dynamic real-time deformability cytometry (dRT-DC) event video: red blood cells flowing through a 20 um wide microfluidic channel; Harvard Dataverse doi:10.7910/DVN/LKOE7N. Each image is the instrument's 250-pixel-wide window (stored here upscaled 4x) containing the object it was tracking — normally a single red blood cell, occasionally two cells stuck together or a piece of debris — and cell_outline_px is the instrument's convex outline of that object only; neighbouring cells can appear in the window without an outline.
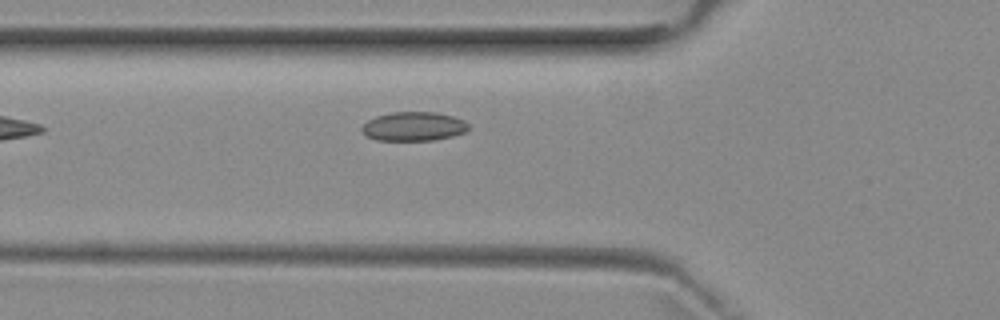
{"species": "common noctule bat (a hibernating species)", "species_latin": "Nyctalus noctula", "temperature_condition": "room temperature", "stored_images_in_passage": 4, "camera_frame_rate_fps": 3000, "um_per_image_px": 0.085, "animal": {"sex": "female", "body_mass_g": 29.2, "forearm_length_mm": 56.3}, "frame": {"image": 1, "passage_image": 4, "time_ms": 4.667, "image_size_px": [1000, 320], "cell_outline_px": [[468, 128], [464, 132], [452, 136], [432, 140], [376, 140], [360, 132], [360, 128], [368, 120], [376, 116], [392, 112], [436, 112], [452, 116], [464, 120], [468, 124]], "centroid_in_image_um": [35.13, 10.74], "position_along_channel_um": 90.7, "area_um2": 17.98}}